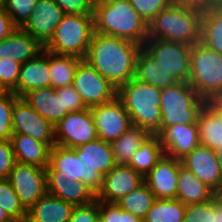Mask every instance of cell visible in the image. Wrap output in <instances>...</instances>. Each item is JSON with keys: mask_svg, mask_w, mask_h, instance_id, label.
I'll return each mask as SVG.
<instances>
[{"mask_svg": "<svg viewBox=\"0 0 222 222\" xmlns=\"http://www.w3.org/2000/svg\"><path fill=\"white\" fill-rule=\"evenodd\" d=\"M143 45L94 32L85 60L117 90L135 77Z\"/></svg>", "mask_w": 222, "mask_h": 222, "instance_id": "obj_1", "label": "cell"}, {"mask_svg": "<svg viewBox=\"0 0 222 222\" xmlns=\"http://www.w3.org/2000/svg\"><path fill=\"white\" fill-rule=\"evenodd\" d=\"M94 32L111 35L143 45L148 25L129 0H108L94 5Z\"/></svg>", "mask_w": 222, "mask_h": 222, "instance_id": "obj_2", "label": "cell"}, {"mask_svg": "<svg viewBox=\"0 0 222 222\" xmlns=\"http://www.w3.org/2000/svg\"><path fill=\"white\" fill-rule=\"evenodd\" d=\"M201 18V10L171 3L148 25V39L192 46L200 42Z\"/></svg>", "mask_w": 222, "mask_h": 222, "instance_id": "obj_3", "label": "cell"}, {"mask_svg": "<svg viewBox=\"0 0 222 222\" xmlns=\"http://www.w3.org/2000/svg\"><path fill=\"white\" fill-rule=\"evenodd\" d=\"M131 122L150 134H157L161 126V89L133 78L117 90Z\"/></svg>", "mask_w": 222, "mask_h": 222, "instance_id": "obj_4", "label": "cell"}, {"mask_svg": "<svg viewBox=\"0 0 222 222\" xmlns=\"http://www.w3.org/2000/svg\"><path fill=\"white\" fill-rule=\"evenodd\" d=\"M93 33V15L65 14L44 49L84 59Z\"/></svg>", "mask_w": 222, "mask_h": 222, "instance_id": "obj_5", "label": "cell"}, {"mask_svg": "<svg viewBox=\"0 0 222 222\" xmlns=\"http://www.w3.org/2000/svg\"><path fill=\"white\" fill-rule=\"evenodd\" d=\"M206 101L189 82H177L161 89V126L195 124Z\"/></svg>", "mask_w": 222, "mask_h": 222, "instance_id": "obj_6", "label": "cell"}, {"mask_svg": "<svg viewBox=\"0 0 222 222\" xmlns=\"http://www.w3.org/2000/svg\"><path fill=\"white\" fill-rule=\"evenodd\" d=\"M189 83L206 102L222 93V54L200 42L192 45Z\"/></svg>", "mask_w": 222, "mask_h": 222, "instance_id": "obj_7", "label": "cell"}, {"mask_svg": "<svg viewBox=\"0 0 222 222\" xmlns=\"http://www.w3.org/2000/svg\"><path fill=\"white\" fill-rule=\"evenodd\" d=\"M46 177H66L71 181H82L95 194L101 189L103 176L94 168L78 160L74 148L54 145L49 152Z\"/></svg>", "mask_w": 222, "mask_h": 222, "instance_id": "obj_8", "label": "cell"}, {"mask_svg": "<svg viewBox=\"0 0 222 222\" xmlns=\"http://www.w3.org/2000/svg\"><path fill=\"white\" fill-rule=\"evenodd\" d=\"M191 47L162 39H147L143 44V49L178 82H189Z\"/></svg>", "mask_w": 222, "mask_h": 222, "instance_id": "obj_9", "label": "cell"}, {"mask_svg": "<svg viewBox=\"0 0 222 222\" xmlns=\"http://www.w3.org/2000/svg\"><path fill=\"white\" fill-rule=\"evenodd\" d=\"M72 85L87 108L103 104L117 96V89L85 59L78 63Z\"/></svg>", "mask_w": 222, "mask_h": 222, "instance_id": "obj_10", "label": "cell"}, {"mask_svg": "<svg viewBox=\"0 0 222 222\" xmlns=\"http://www.w3.org/2000/svg\"><path fill=\"white\" fill-rule=\"evenodd\" d=\"M12 130L13 133L45 142L50 148L55 145V127L23 97H17L13 104Z\"/></svg>", "mask_w": 222, "mask_h": 222, "instance_id": "obj_11", "label": "cell"}, {"mask_svg": "<svg viewBox=\"0 0 222 222\" xmlns=\"http://www.w3.org/2000/svg\"><path fill=\"white\" fill-rule=\"evenodd\" d=\"M7 179L26 210L47 193L45 168L16 162Z\"/></svg>", "mask_w": 222, "mask_h": 222, "instance_id": "obj_12", "label": "cell"}, {"mask_svg": "<svg viewBox=\"0 0 222 222\" xmlns=\"http://www.w3.org/2000/svg\"><path fill=\"white\" fill-rule=\"evenodd\" d=\"M98 139L113 142L118 139L132 123L123 102L118 96L112 100L90 108Z\"/></svg>", "mask_w": 222, "mask_h": 222, "instance_id": "obj_13", "label": "cell"}, {"mask_svg": "<svg viewBox=\"0 0 222 222\" xmlns=\"http://www.w3.org/2000/svg\"><path fill=\"white\" fill-rule=\"evenodd\" d=\"M97 138L90 108L68 113L55 126V145L76 148Z\"/></svg>", "mask_w": 222, "mask_h": 222, "instance_id": "obj_14", "label": "cell"}, {"mask_svg": "<svg viewBox=\"0 0 222 222\" xmlns=\"http://www.w3.org/2000/svg\"><path fill=\"white\" fill-rule=\"evenodd\" d=\"M144 183V176L129 165L117 164L103 176L98 201L116 203Z\"/></svg>", "mask_w": 222, "mask_h": 222, "instance_id": "obj_15", "label": "cell"}, {"mask_svg": "<svg viewBox=\"0 0 222 222\" xmlns=\"http://www.w3.org/2000/svg\"><path fill=\"white\" fill-rule=\"evenodd\" d=\"M181 163L217 195L222 193V171L212 149L199 144Z\"/></svg>", "mask_w": 222, "mask_h": 222, "instance_id": "obj_16", "label": "cell"}, {"mask_svg": "<svg viewBox=\"0 0 222 222\" xmlns=\"http://www.w3.org/2000/svg\"><path fill=\"white\" fill-rule=\"evenodd\" d=\"M64 15V11L53 0H39L21 28L44 47Z\"/></svg>", "mask_w": 222, "mask_h": 222, "instance_id": "obj_17", "label": "cell"}, {"mask_svg": "<svg viewBox=\"0 0 222 222\" xmlns=\"http://www.w3.org/2000/svg\"><path fill=\"white\" fill-rule=\"evenodd\" d=\"M157 135L164 154L179 161L200 144L197 122L195 124L160 126Z\"/></svg>", "mask_w": 222, "mask_h": 222, "instance_id": "obj_18", "label": "cell"}, {"mask_svg": "<svg viewBox=\"0 0 222 222\" xmlns=\"http://www.w3.org/2000/svg\"><path fill=\"white\" fill-rule=\"evenodd\" d=\"M178 170L179 160L164 154L144 177L155 199H176Z\"/></svg>", "mask_w": 222, "mask_h": 222, "instance_id": "obj_19", "label": "cell"}, {"mask_svg": "<svg viewBox=\"0 0 222 222\" xmlns=\"http://www.w3.org/2000/svg\"><path fill=\"white\" fill-rule=\"evenodd\" d=\"M42 87H51L49 51L45 49L21 64L17 86L12 92L17 97H23L30 90Z\"/></svg>", "mask_w": 222, "mask_h": 222, "instance_id": "obj_20", "label": "cell"}, {"mask_svg": "<svg viewBox=\"0 0 222 222\" xmlns=\"http://www.w3.org/2000/svg\"><path fill=\"white\" fill-rule=\"evenodd\" d=\"M23 98L54 127L70 113L68 110H64L62 87L32 89Z\"/></svg>", "mask_w": 222, "mask_h": 222, "instance_id": "obj_21", "label": "cell"}, {"mask_svg": "<svg viewBox=\"0 0 222 222\" xmlns=\"http://www.w3.org/2000/svg\"><path fill=\"white\" fill-rule=\"evenodd\" d=\"M44 47L20 27L8 37L0 40V60L14 59L20 63L35 58Z\"/></svg>", "mask_w": 222, "mask_h": 222, "instance_id": "obj_22", "label": "cell"}, {"mask_svg": "<svg viewBox=\"0 0 222 222\" xmlns=\"http://www.w3.org/2000/svg\"><path fill=\"white\" fill-rule=\"evenodd\" d=\"M47 193L73 206H81L96 200V194L82 181H71L66 177H46Z\"/></svg>", "mask_w": 222, "mask_h": 222, "instance_id": "obj_23", "label": "cell"}, {"mask_svg": "<svg viewBox=\"0 0 222 222\" xmlns=\"http://www.w3.org/2000/svg\"><path fill=\"white\" fill-rule=\"evenodd\" d=\"M11 143L16 162L46 168L49 164L50 147L27 135L13 133Z\"/></svg>", "mask_w": 222, "mask_h": 222, "instance_id": "obj_24", "label": "cell"}, {"mask_svg": "<svg viewBox=\"0 0 222 222\" xmlns=\"http://www.w3.org/2000/svg\"><path fill=\"white\" fill-rule=\"evenodd\" d=\"M74 206L46 193L27 210L28 222H68Z\"/></svg>", "mask_w": 222, "mask_h": 222, "instance_id": "obj_25", "label": "cell"}, {"mask_svg": "<svg viewBox=\"0 0 222 222\" xmlns=\"http://www.w3.org/2000/svg\"><path fill=\"white\" fill-rule=\"evenodd\" d=\"M78 160L86 166L94 168L102 176L107 174L117 164L113 159V153L109 142L102 139L82 144L74 148Z\"/></svg>", "mask_w": 222, "mask_h": 222, "instance_id": "obj_26", "label": "cell"}, {"mask_svg": "<svg viewBox=\"0 0 222 222\" xmlns=\"http://www.w3.org/2000/svg\"><path fill=\"white\" fill-rule=\"evenodd\" d=\"M216 193L202 183L190 170L179 161L178 187L176 199L183 204L191 205L206 202Z\"/></svg>", "mask_w": 222, "mask_h": 222, "instance_id": "obj_27", "label": "cell"}, {"mask_svg": "<svg viewBox=\"0 0 222 222\" xmlns=\"http://www.w3.org/2000/svg\"><path fill=\"white\" fill-rule=\"evenodd\" d=\"M197 125L201 145L212 150L222 145V114L209 102L200 111Z\"/></svg>", "mask_w": 222, "mask_h": 222, "instance_id": "obj_28", "label": "cell"}, {"mask_svg": "<svg viewBox=\"0 0 222 222\" xmlns=\"http://www.w3.org/2000/svg\"><path fill=\"white\" fill-rule=\"evenodd\" d=\"M149 135L150 133L144 128L138 124L131 123L118 139L110 143L116 164L128 165L132 156Z\"/></svg>", "mask_w": 222, "mask_h": 222, "instance_id": "obj_29", "label": "cell"}, {"mask_svg": "<svg viewBox=\"0 0 222 222\" xmlns=\"http://www.w3.org/2000/svg\"><path fill=\"white\" fill-rule=\"evenodd\" d=\"M135 78L157 88H166L178 81L142 48L138 55Z\"/></svg>", "mask_w": 222, "mask_h": 222, "instance_id": "obj_30", "label": "cell"}, {"mask_svg": "<svg viewBox=\"0 0 222 222\" xmlns=\"http://www.w3.org/2000/svg\"><path fill=\"white\" fill-rule=\"evenodd\" d=\"M163 155L164 150L159 136L150 134L132 156L128 165L145 177Z\"/></svg>", "mask_w": 222, "mask_h": 222, "instance_id": "obj_31", "label": "cell"}, {"mask_svg": "<svg viewBox=\"0 0 222 222\" xmlns=\"http://www.w3.org/2000/svg\"><path fill=\"white\" fill-rule=\"evenodd\" d=\"M200 43L222 54V9L202 11Z\"/></svg>", "mask_w": 222, "mask_h": 222, "instance_id": "obj_32", "label": "cell"}, {"mask_svg": "<svg viewBox=\"0 0 222 222\" xmlns=\"http://www.w3.org/2000/svg\"><path fill=\"white\" fill-rule=\"evenodd\" d=\"M80 58L49 52L51 87L54 89L72 85Z\"/></svg>", "mask_w": 222, "mask_h": 222, "instance_id": "obj_33", "label": "cell"}, {"mask_svg": "<svg viewBox=\"0 0 222 222\" xmlns=\"http://www.w3.org/2000/svg\"><path fill=\"white\" fill-rule=\"evenodd\" d=\"M186 205L177 199H155L143 222H183Z\"/></svg>", "mask_w": 222, "mask_h": 222, "instance_id": "obj_34", "label": "cell"}, {"mask_svg": "<svg viewBox=\"0 0 222 222\" xmlns=\"http://www.w3.org/2000/svg\"><path fill=\"white\" fill-rule=\"evenodd\" d=\"M183 222H222V197L216 194L206 202L187 205Z\"/></svg>", "mask_w": 222, "mask_h": 222, "instance_id": "obj_35", "label": "cell"}, {"mask_svg": "<svg viewBox=\"0 0 222 222\" xmlns=\"http://www.w3.org/2000/svg\"><path fill=\"white\" fill-rule=\"evenodd\" d=\"M155 200L154 194L144 182L137 189L125 195L116 203L122 210L143 219Z\"/></svg>", "mask_w": 222, "mask_h": 222, "instance_id": "obj_36", "label": "cell"}, {"mask_svg": "<svg viewBox=\"0 0 222 222\" xmlns=\"http://www.w3.org/2000/svg\"><path fill=\"white\" fill-rule=\"evenodd\" d=\"M0 207L12 220H24L27 218V210L12 188L7 178L0 179Z\"/></svg>", "mask_w": 222, "mask_h": 222, "instance_id": "obj_37", "label": "cell"}, {"mask_svg": "<svg viewBox=\"0 0 222 222\" xmlns=\"http://www.w3.org/2000/svg\"><path fill=\"white\" fill-rule=\"evenodd\" d=\"M39 0H4V9L17 27H22L29 19Z\"/></svg>", "mask_w": 222, "mask_h": 222, "instance_id": "obj_38", "label": "cell"}, {"mask_svg": "<svg viewBox=\"0 0 222 222\" xmlns=\"http://www.w3.org/2000/svg\"><path fill=\"white\" fill-rule=\"evenodd\" d=\"M16 98L13 92L0 97V140H10L13 134L12 110Z\"/></svg>", "mask_w": 222, "mask_h": 222, "instance_id": "obj_39", "label": "cell"}, {"mask_svg": "<svg viewBox=\"0 0 222 222\" xmlns=\"http://www.w3.org/2000/svg\"><path fill=\"white\" fill-rule=\"evenodd\" d=\"M129 2L149 25L160 11L172 3V0H129Z\"/></svg>", "mask_w": 222, "mask_h": 222, "instance_id": "obj_40", "label": "cell"}, {"mask_svg": "<svg viewBox=\"0 0 222 222\" xmlns=\"http://www.w3.org/2000/svg\"><path fill=\"white\" fill-rule=\"evenodd\" d=\"M21 64L13 58L0 60V82L8 92H12L17 86Z\"/></svg>", "mask_w": 222, "mask_h": 222, "instance_id": "obj_41", "label": "cell"}, {"mask_svg": "<svg viewBox=\"0 0 222 222\" xmlns=\"http://www.w3.org/2000/svg\"><path fill=\"white\" fill-rule=\"evenodd\" d=\"M68 222H99V201L81 206H74Z\"/></svg>", "mask_w": 222, "mask_h": 222, "instance_id": "obj_42", "label": "cell"}, {"mask_svg": "<svg viewBox=\"0 0 222 222\" xmlns=\"http://www.w3.org/2000/svg\"><path fill=\"white\" fill-rule=\"evenodd\" d=\"M65 14L93 15L94 4L90 0H53Z\"/></svg>", "mask_w": 222, "mask_h": 222, "instance_id": "obj_43", "label": "cell"}, {"mask_svg": "<svg viewBox=\"0 0 222 222\" xmlns=\"http://www.w3.org/2000/svg\"><path fill=\"white\" fill-rule=\"evenodd\" d=\"M15 163L11 140H0V179L8 178Z\"/></svg>", "mask_w": 222, "mask_h": 222, "instance_id": "obj_44", "label": "cell"}, {"mask_svg": "<svg viewBox=\"0 0 222 222\" xmlns=\"http://www.w3.org/2000/svg\"><path fill=\"white\" fill-rule=\"evenodd\" d=\"M62 93L64 110H68L71 113L79 112L87 108L73 85L62 87Z\"/></svg>", "mask_w": 222, "mask_h": 222, "instance_id": "obj_45", "label": "cell"}, {"mask_svg": "<svg viewBox=\"0 0 222 222\" xmlns=\"http://www.w3.org/2000/svg\"><path fill=\"white\" fill-rule=\"evenodd\" d=\"M100 222H121V207L117 203L99 201Z\"/></svg>", "mask_w": 222, "mask_h": 222, "instance_id": "obj_46", "label": "cell"}, {"mask_svg": "<svg viewBox=\"0 0 222 222\" xmlns=\"http://www.w3.org/2000/svg\"><path fill=\"white\" fill-rule=\"evenodd\" d=\"M16 29L17 26L13 23L5 9L0 8V40L11 35Z\"/></svg>", "mask_w": 222, "mask_h": 222, "instance_id": "obj_47", "label": "cell"}, {"mask_svg": "<svg viewBox=\"0 0 222 222\" xmlns=\"http://www.w3.org/2000/svg\"><path fill=\"white\" fill-rule=\"evenodd\" d=\"M172 3L201 11L207 10V0H172Z\"/></svg>", "mask_w": 222, "mask_h": 222, "instance_id": "obj_48", "label": "cell"}, {"mask_svg": "<svg viewBox=\"0 0 222 222\" xmlns=\"http://www.w3.org/2000/svg\"><path fill=\"white\" fill-rule=\"evenodd\" d=\"M121 222H143L140 217L121 209Z\"/></svg>", "mask_w": 222, "mask_h": 222, "instance_id": "obj_49", "label": "cell"}, {"mask_svg": "<svg viewBox=\"0 0 222 222\" xmlns=\"http://www.w3.org/2000/svg\"><path fill=\"white\" fill-rule=\"evenodd\" d=\"M209 103L222 114V93L215 96Z\"/></svg>", "mask_w": 222, "mask_h": 222, "instance_id": "obj_50", "label": "cell"}, {"mask_svg": "<svg viewBox=\"0 0 222 222\" xmlns=\"http://www.w3.org/2000/svg\"><path fill=\"white\" fill-rule=\"evenodd\" d=\"M222 9V0H207V10Z\"/></svg>", "mask_w": 222, "mask_h": 222, "instance_id": "obj_51", "label": "cell"}, {"mask_svg": "<svg viewBox=\"0 0 222 222\" xmlns=\"http://www.w3.org/2000/svg\"><path fill=\"white\" fill-rule=\"evenodd\" d=\"M213 151L216 153V157L222 171V145L217 146Z\"/></svg>", "mask_w": 222, "mask_h": 222, "instance_id": "obj_52", "label": "cell"}, {"mask_svg": "<svg viewBox=\"0 0 222 222\" xmlns=\"http://www.w3.org/2000/svg\"><path fill=\"white\" fill-rule=\"evenodd\" d=\"M12 219L8 214L0 207V222H11Z\"/></svg>", "mask_w": 222, "mask_h": 222, "instance_id": "obj_53", "label": "cell"}, {"mask_svg": "<svg viewBox=\"0 0 222 222\" xmlns=\"http://www.w3.org/2000/svg\"><path fill=\"white\" fill-rule=\"evenodd\" d=\"M8 93V90L0 82V97L5 96Z\"/></svg>", "mask_w": 222, "mask_h": 222, "instance_id": "obj_54", "label": "cell"}, {"mask_svg": "<svg viewBox=\"0 0 222 222\" xmlns=\"http://www.w3.org/2000/svg\"><path fill=\"white\" fill-rule=\"evenodd\" d=\"M90 1L95 5L97 3L105 2V1H108V0H90Z\"/></svg>", "mask_w": 222, "mask_h": 222, "instance_id": "obj_55", "label": "cell"}, {"mask_svg": "<svg viewBox=\"0 0 222 222\" xmlns=\"http://www.w3.org/2000/svg\"><path fill=\"white\" fill-rule=\"evenodd\" d=\"M11 222H28L27 219H24V220H12Z\"/></svg>", "mask_w": 222, "mask_h": 222, "instance_id": "obj_56", "label": "cell"}, {"mask_svg": "<svg viewBox=\"0 0 222 222\" xmlns=\"http://www.w3.org/2000/svg\"><path fill=\"white\" fill-rule=\"evenodd\" d=\"M0 8H4V0H0Z\"/></svg>", "mask_w": 222, "mask_h": 222, "instance_id": "obj_57", "label": "cell"}]
</instances>
